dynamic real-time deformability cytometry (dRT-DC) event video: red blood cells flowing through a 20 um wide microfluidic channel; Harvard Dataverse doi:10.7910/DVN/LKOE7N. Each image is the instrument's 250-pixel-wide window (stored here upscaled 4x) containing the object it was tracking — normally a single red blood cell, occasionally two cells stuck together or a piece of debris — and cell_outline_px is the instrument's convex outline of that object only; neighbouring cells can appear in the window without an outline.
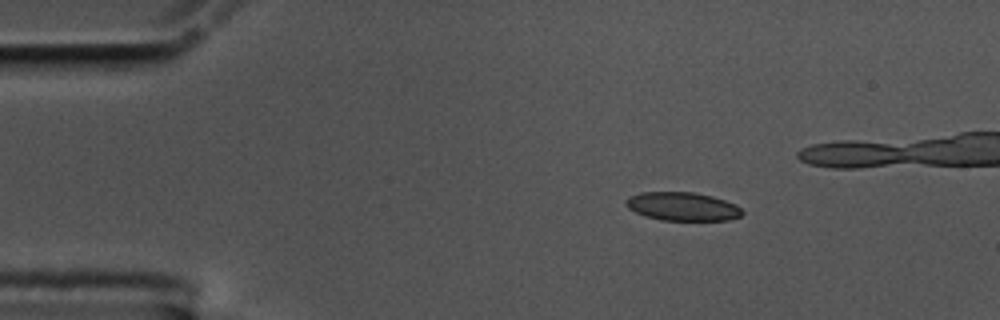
{"species": "common noctule bat (a hibernating species)", "species_latin": "Nyctalus noctula", "temperature_condition": "cold", "stored_images_in_passage": 46, "camera_frame_rate_fps": 3000, "um_per_image_px": 0.085, "animal": {"sex": "male", "body_mass_g": 17.5, "forearm_length_mm": 52.3}, "frame": {"image": 1, "passage_image": 9, "time_ms": 2.667, "image_size_px": [1000, 320], "cell_outline_px": [[744, 212], [740, 216], [728, 220], [660, 220], [644, 216], [628, 208], [624, 204], [624, 200], [628, 196], [640, 192], [692, 192], [712, 196], [736, 204]], "centroid_in_image_um": [57.97, 17.54], "position_along_channel_um": 27.0, "area_um2": 19.42}}
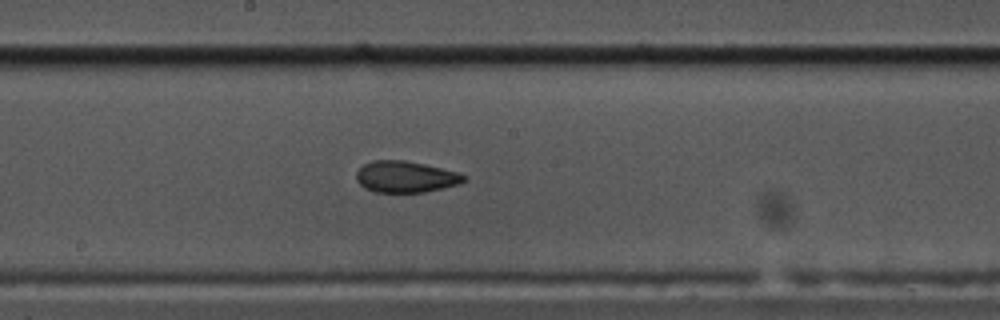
{"frame": {"image": 2, "passage_image": 30, "time_ms": 9.667, "image_size_px": [1000, 320], "cell_outline_px": [[464, 180], [460, 184], [424, 192], [376, 192], [364, 188], [356, 180], [356, 172], [364, 164], [372, 160], [404, 160], [424, 164], [456, 172], [464, 176]], "centroid_in_image_um": [34.42, 15.03], "position_along_channel_um": 213.8, "area_um2": 19.48}}
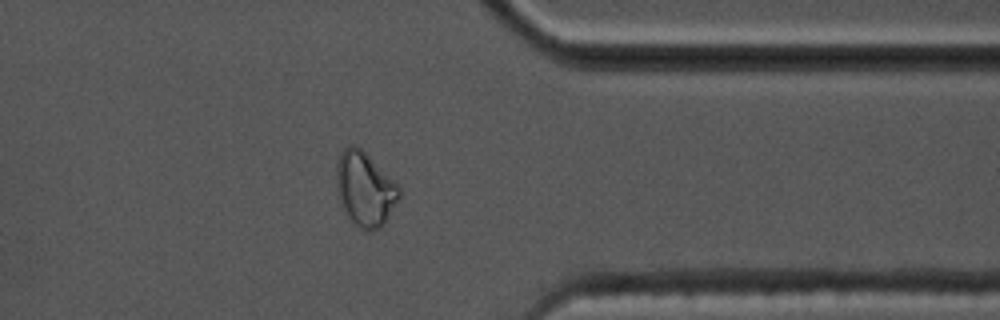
{"frame": {"image": 3, "passage_image": 45, "time_ms": 14.667, "image_size_px": [1000, 320], "cell_outline_px": [[400, 196], [384, 224], [380, 228], [368, 232], [360, 228], [344, 212], [336, 188], [336, 164], [340, 152], [348, 144], [356, 144], [400, 188]], "centroid_in_image_um": [30.98, 16.07], "position_along_channel_um": 380.4, "area_um2": 26.82}}